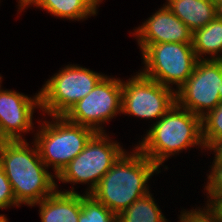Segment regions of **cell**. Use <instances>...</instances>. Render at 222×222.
<instances>
[{
  "label": "cell",
  "mask_w": 222,
  "mask_h": 222,
  "mask_svg": "<svg viewBox=\"0 0 222 222\" xmlns=\"http://www.w3.org/2000/svg\"><path fill=\"white\" fill-rule=\"evenodd\" d=\"M103 0H32L28 6L45 10L55 18L69 21L86 20L97 16L98 7Z\"/></svg>",
  "instance_id": "15"
},
{
  "label": "cell",
  "mask_w": 222,
  "mask_h": 222,
  "mask_svg": "<svg viewBox=\"0 0 222 222\" xmlns=\"http://www.w3.org/2000/svg\"><path fill=\"white\" fill-rule=\"evenodd\" d=\"M222 137V101L202 117V138L207 148L214 140Z\"/></svg>",
  "instance_id": "19"
},
{
  "label": "cell",
  "mask_w": 222,
  "mask_h": 222,
  "mask_svg": "<svg viewBox=\"0 0 222 222\" xmlns=\"http://www.w3.org/2000/svg\"><path fill=\"white\" fill-rule=\"evenodd\" d=\"M178 219V222H218L214 212L207 205L191 210L182 209Z\"/></svg>",
  "instance_id": "20"
},
{
  "label": "cell",
  "mask_w": 222,
  "mask_h": 222,
  "mask_svg": "<svg viewBox=\"0 0 222 222\" xmlns=\"http://www.w3.org/2000/svg\"><path fill=\"white\" fill-rule=\"evenodd\" d=\"M210 152H213L215 155L213 157L214 163H221L222 164V137L214 140L206 149Z\"/></svg>",
  "instance_id": "24"
},
{
  "label": "cell",
  "mask_w": 222,
  "mask_h": 222,
  "mask_svg": "<svg viewBox=\"0 0 222 222\" xmlns=\"http://www.w3.org/2000/svg\"><path fill=\"white\" fill-rule=\"evenodd\" d=\"M141 140L135 146L159 169L169 158L189 148L206 149L202 138V118L176 103L151 124Z\"/></svg>",
  "instance_id": "3"
},
{
  "label": "cell",
  "mask_w": 222,
  "mask_h": 222,
  "mask_svg": "<svg viewBox=\"0 0 222 222\" xmlns=\"http://www.w3.org/2000/svg\"><path fill=\"white\" fill-rule=\"evenodd\" d=\"M39 207L41 222H78L81 210V194L66 193L57 189L53 194L31 207Z\"/></svg>",
  "instance_id": "13"
},
{
  "label": "cell",
  "mask_w": 222,
  "mask_h": 222,
  "mask_svg": "<svg viewBox=\"0 0 222 222\" xmlns=\"http://www.w3.org/2000/svg\"><path fill=\"white\" fill-rule=\"evenodd\" d=\"M1 84L2 81H0V140H25L24 134L35 131L33 114L35 109L39 111L41 109L40 92L29 97L11 89L4 90Z\"/></svg>",
  "instance_id": "11"
},
{
  "label": "cell",
  "mask_w": 222,
  "mask_h": 222,
  "mask_svg": "<svg viewBox=\"0 0 222 222\" xmlns=\"http://www.w3.org/2000/svg\"><path fill=\"white\" fill-rule=\"evenodd\" d=\"M158 9L132 33L141 53L151 44L166 42L192 44L193 32L187 25L164 3Z\"/></svg>",
  "instance_id": "12"
},
{
  "label": "cell",
  "mask_w": 222,
  "mask_h": 222,
  "mask_svg": "<svg viewBox=\"0 0 222 222\" xmlns=\"http://www.w3.org/2000/svg\"><path fill=\"white\" fill-rule=\"evenodd\" d=\"M205 203L215 214L218 222H222V195H207Z\"/></svg>",
  "instance_id": "23"
},
{
  "label": "cell",
  "mask_w": 222,
  "mask_h": 222,
  "mask_svg": "<svg viewBox=\"0 0 222 222\" xmlns=\"http://www.w3.org/2000/svg\"><path fill=\"white\" fill-rule=\"evenodd\" d=\"M32 0H18V12L22 13V11L25 10V8L28 6V4L31 2Z\"/></svg>",
  "instance_id": "25"
},
{
  "label": "cell",
  "mask_w": 222,
  "mask_h": 222,
  "mask_svg": "<svg viewBox=\"0 0 222 222\" xmlns=\"http://www.w3.org/2000/svg\"><path fill=\"white\" fill-rule=\"evenodd\" d=\"M209 174H207V183H205L204 193L207 195H222V164L214 163L210 165Z\"/></svg>",
  "instance_id": "21"
},
{
  "label": "cell",
  "mask_w": 222,
  "mask_h": 222,
  "mask_svg": "<svg viewBox=\"0 0 222 222\" xmlns=\"http://www.w3.org/2000/svg\"><path fill=\"white\" fill-rule=\"evenodd\" d=\"M122 80L105 75L84 98L79 100L64 117L95 132H106L104 125L121 115ZM104 124V125H103Z\"/></svg>",
  "instance_id": "8"
},
{
  "label": "cell",
  "mask_w": 222,
  "mask_h": 222,
  "mask_svg": "<svg viewBox=\"0 0 222 222\" xmlns=\"http://www.w3.org/2000/svg\"><path fill=\"white\" fill-rule=\"evenodd\" d=\"M8 218L5 216V214H0V222H8Z\"/></svg>",
  "instance_id": "27"
},
{
  "label": "cell",
  "mask_w": 222,
  "mask_h": 222,
  "mask_svg": "<svg viewBox=\"0 0 222 222\" xmlns=\"http://www.w3.org/2000/svg\"><path fill=\"white\" fill-rule=\"evenodd\" d=\"M194 32L203 28L217 15V3L211 0H166L164 3Z\"/></svg>",
  "instance_id": "14"
},
{
  "label": "cell",
  "mask_w": 222,
  "mask_h": 222,
  "mask_svg": "<svg viewBox=\"0 0 222 222\" xmlns=\"http://www.w3.org/2000/svg\"><path fill=\"white\" fill-rule=\"evenodd\" d=\"M126 151L90 193L114 214L119 215L137 199L150 192L148 182L159 169L136 146Z\"/></svg>",
  "instance_id": "2"
},
{
  "label": "cell",
  "mask_w": 222,
  "mask_h": 222,
  "mask_svg": "<svg viewBox=\"0 0 222 222\" xmlns=\"http://www.w3.org/2000/svg\"><path fill=\"white\" fill-rule=\"evenodd\" d=\"M136 73L122 80L121 113L157 122L176 103L175 90Z\"/></svg>",
  "instance_id": "9"
},
{
  "label": "cell",
  "mask_w": 222,
  "mask_h": 222,
  "mask_svg": "<svg viewBox=\"0 0 222 222\" xmlns=\"http://www.w3.org/2000/svg\"><path fill=\"white\" fill-rule=\"evenodd\" d=\"M141 54L144 68L139 71L175 91L192 75L198 61L192 44L174 42L151 44Z\"/></svg>",
  "instance_id": "7"
},
{
  "label": "cell",
  "mask_w": 222,
  "mask_h": 222,
  "mask_svg": "<svg viewBox=\"0 0 222 222\" xmlns=\"http://www.w3.org/2000/svg\"><path fill=\"white\" fill-rule=\"evenodd\" d=\"M39 121L33 141L48 169L57 176L86 146L96 133L93 129L68 121L64 116H49ZM41 122V123H40Z\"/></svg>",
  "instance_id": "4"
},
{
  "label": "cell",
  "mask_w": 222,
  "mask_h": 222,
  "mask_svg": "<svg viewBox=\"0 0 222 222\" xmlns=\"http://www.w3.org/2000/svg\"><path fill=\"white\" fill-rule=\"evenodd\" d=\"M217 12L219 16H222V0L217 2Z\"/></svg>",
  "instance_id": "26"
},
{
  "label": "cell",
  "mask_w": 222,
  "mask_h": 222,
  "mask_svg": "<svg viewBox=\"0 0 222 222\" xmlns=\"http://www.w3.org/2000/svg\"><path fill=\"white\" fill-rule=\"evenodd\" d=\"M175 97L181 108L204 117L222 101V64L218 60H198Z\"/></svg>",
  "instance_id": "10"
},
{
  "label": "cell",
  "mask_w": 222,
  "mask_h": 222,
  "mask_svg": "<svg viewBox=\"0 0 222 222\" xmlns=\"http://www.w3.org/2000/svg\"><path fill=\"white\" fill-rule=\"evenodd\" d=\"M152 193L137 199L118 215V222H168Z\"/></svg>",
  "instance_id": "17"
},
{
  "label": "cell",
  "mask_w": 222,
  "mask_h": 222,
  "mask_svg": "<svg viewBox=\"0 0 222 222\" xmlns=\"http://www.w3.org/2000/svg\"><path fill=\"white\" fill-rule=\"evenodd\" d=\"M40 89V111L44 118L64 116L73 105L88 95L105 76L89 68L68 64L60 68Z\"/></svg>",
  "instance_id": "6"
},
{
  "label": "cell",
  "mask_w": 222,
  "mask_h": 222,
  "mask_svg": "<svg viewBox=\"0 0 222 222\" xmlns=\"http://www.w3.org/2000/svg\"><path fill=\"white\" fill-rule=\"evenodd\" d=\"M218 61L222 64V56L218 59Z\"/></svg>",
  "instance_id": "28"
},
{
  "label": "cell",
  "mask_w": 222,
  "mask_h": 222,
  "mask_svg": "<svg viewBox=\"0 0 222 222\" xmlns=\"http://www.w3.org/2000/svg\"><path fill=\"white\" fill-rule=\"evenodd\" d=\"M1 141L0 166L11 183L16 202L31 205L53 194L59 187L56 176L48 171L35 142Z\"/></svg>",
  "instance_id": "1"
},
{
  "label": "cell",
  "mask_w": 222,
  "mask_h": 222,
  "mask_svg": "<svg viewBox=\"0 0 222 222\" xmlns=\"http://www.w3.org/2000/svg\"><path fill=\"white\" fill-rule=\"evenodd\" d=\"M78 222H118L114 214L90 194H81V210Z\"/></svg>",
  "instance_id": "18"
},
{
  "label": "cell",
  "mask_w": 222,
  "mask_h": 222,
  "mask_svg": "<svg viewBox=\"0 0 222 222\" xmlns=\"http://www.w3.org/2000/svg\"><path fill=\"white\" fill-rule=\"evenodd\" d=\"M192 46L198 60H218L222 56V16L195 30Z\"/></svg>",
  "instance_id": "16"
},
{
  "label": "cell",
  "mask_w": 222,
  "mask_h": 222,
  "mask_svg": "<svg viewBox=\"0 0 222 222\" xmlns=\"http://www.w3.org/2000/svg\"><path fill=\"white\" fill-rule=\"evenodd\" d=\"M125 152L120 142L114 141L106 132H96L85 148L56 176L60 183L73 186L62 192L77 193L74 185L86 184L88 188L84 194H90Z\"/></svg>",
  "instance_id": "5"
},
{
  "label": "cell",
  "mask_w": 222,
  "mask_h": 222,
  "mask_svg": "<svg viewBox=\"0 0 222 222\" xmlns=\"http://www.w3.org/2000/svg\"><path fill=\"white\" fill-rule=\"evenodd\" d=\"M21 207L15 199V195L5 172L0 166V209Z\"/></svg>",
  "instance_id": "22"
}]
</instances>
